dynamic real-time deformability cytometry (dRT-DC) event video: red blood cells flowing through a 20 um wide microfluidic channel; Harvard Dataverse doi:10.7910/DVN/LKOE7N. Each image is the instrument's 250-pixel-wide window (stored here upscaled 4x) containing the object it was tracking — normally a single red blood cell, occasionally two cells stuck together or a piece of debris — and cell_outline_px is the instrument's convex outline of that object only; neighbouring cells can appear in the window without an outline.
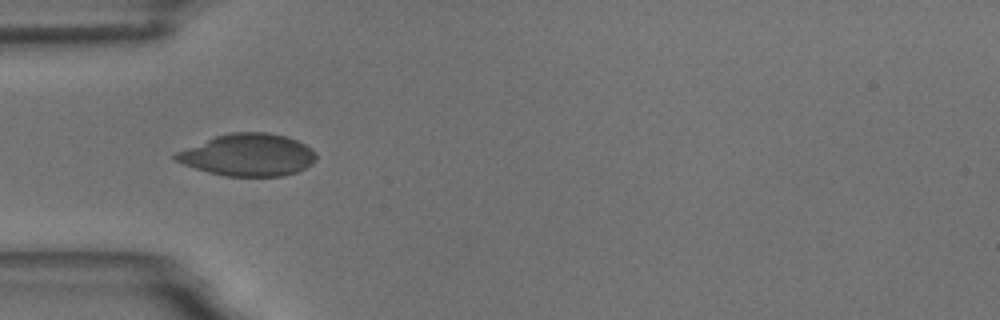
{"species": "common noctule bat (a hibernating species)", "species_latin": "Nyctalus noctula", "temperature_condition": "room temperature", "stored_images_in_passage": 41, "camera_frame_rate_fps": 3000, "um_per_image_px": 0.085, "animal": {"sex": "male", "body_mass_g": 18.8}, "frame": {"image": 1, "passage_image": 1, "time_ms": 0.0, "image_size_px": [1000, 320], "cell_outline_px": [[316, 160], [312, 164], [296, 172], [284, 176], [224, 176], [208, 172], [184, 164], [176, 160], [172, 156], [176, 152], [216, 136], [228, 132], [268, 132], [284, 136], [296, 140], [312, 148], [316, 152]], "centroid_in_image_um": [21.11, 13.17], "position_along_channel_um": 63.9, "area_um2": 34.39}}
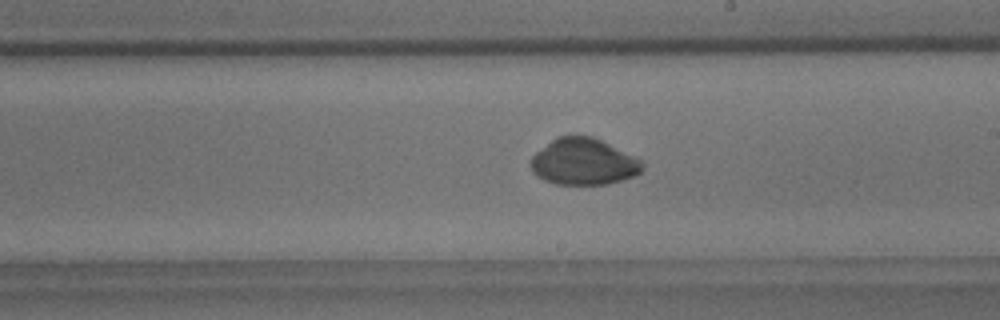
{"frame": {"image": 2, "passage_image": 16, "time_ms": 5.0, "image_size_px": [1000, 320], "cell_outline_px": [[644, 168], [640, 172], [632, 176], [608, 184], [556, 184], [544, 180], [536, 176], [532, 172], [532, 156], [536, 152], [556, 136], [592, 136], [644, 160]], "centroid_in_image_um": [49.62, 13.75], "position_along_channel_um": 239.4, "area_um2": 30.17}}
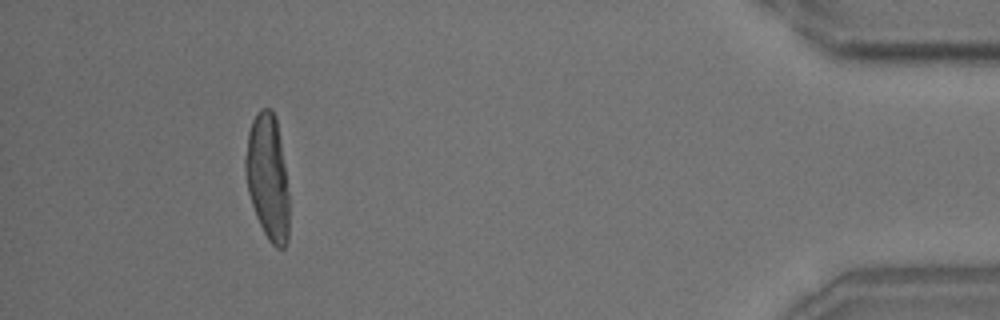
{"frame": {"image": 3, "passage_image": 36, "time_ms": 11.667, "image_size_px": [1000, 320], "cell_outline_px": [[288, 240], [284, 248], [276, 248], [268, 240], [256, 216], [248, 192], [244, 168], [244, 160], [248, 132], [252, 120], [256, 112], [260, 108], [272, 108], [276, 116], [288, 192]], "centroid_in_image_um": [22.73, 15.03], "position_along_channel_um": 412.5, "area_um2": 31.91}}